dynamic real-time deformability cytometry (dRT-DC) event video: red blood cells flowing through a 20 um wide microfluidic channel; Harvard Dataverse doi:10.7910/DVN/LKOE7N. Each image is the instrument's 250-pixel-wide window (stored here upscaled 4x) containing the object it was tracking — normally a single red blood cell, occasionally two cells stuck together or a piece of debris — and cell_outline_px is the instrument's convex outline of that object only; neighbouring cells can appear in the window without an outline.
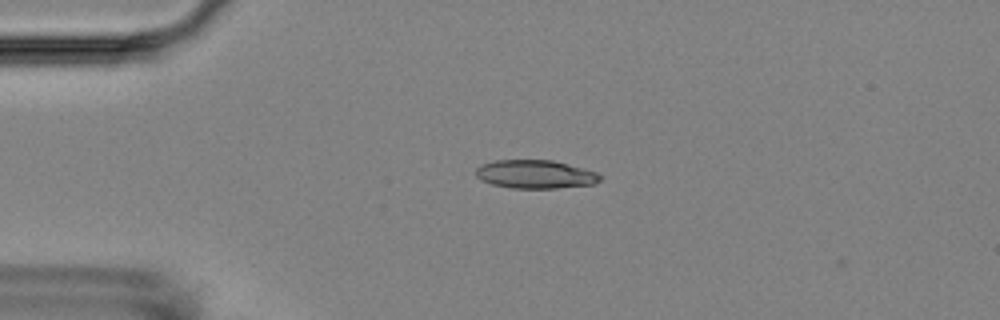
{"species": "Egyptian fruit bat (a non-hibernating species)", "species_latin": "Rousettus aegyptiacus", "temperature_condition": "room temperature", "stored_images_in_passage": 3, "camera_frame_rate_fps": 3000, "um_per_image_px": 0.085, "animal": {"sex": "female"}, "frame": {"image": 1, "passage_image": 2, "time_ms": 1.333, "image_size_px": [1000, 320], "cell_outline_px": [[604, 176], [596, 184], [556, 188], [512, 188], [492, 184], [476, 176], [476, 168], [480, 164], [496, 160], [552, 160], [568, 164], [596, 172]], "centroid_in_image_um": [45.53, 14.81], "position_along_channel_um": 39.5, "area_um2": 20.58}}